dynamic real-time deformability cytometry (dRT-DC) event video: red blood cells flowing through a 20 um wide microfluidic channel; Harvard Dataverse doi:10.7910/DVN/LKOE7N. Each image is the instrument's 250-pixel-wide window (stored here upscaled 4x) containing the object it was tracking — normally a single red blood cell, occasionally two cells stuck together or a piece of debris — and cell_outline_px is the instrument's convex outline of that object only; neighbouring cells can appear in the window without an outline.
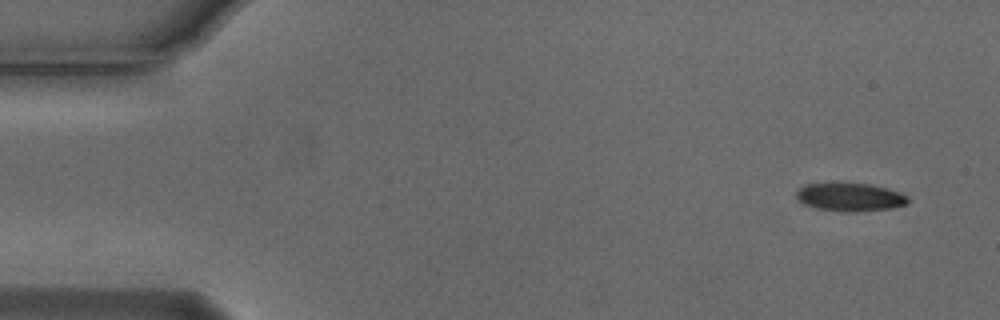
{"species": "Egyptian fruit bat (a non-hibernating species)", "species_latin": "Rousettus aegyptiacus", "temperature_condition": "cold", "stored_images_in_passage": 5, "camera_frame_rate_fps": 3000, "um_per_image_px": 0.085, "animal": {"sex": "male"}, "frame": {"image": 1, "passage_image": 1, "time_ms": 0.0, "image_size_px": [1000, 320], "cell_outline_px": [[908, 204], [892, 208], [856, 212], [816, 208], [804, 204], [796, 200], [796, 192], [804, 184], [872, 184], [888, 188], [908, 196]], "centroid_in_image_um": [72.27, 16.76], "position_along_channel_um": 12.7, "area_um2": 18.15}}
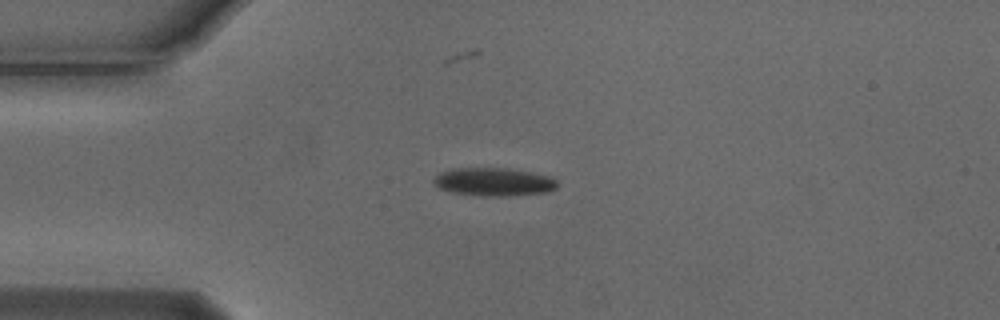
{"frame": {"image": 2, "passage_image": 4, "time_ms": 1.0, "image_size_px": [1000, 320], "cell_outline_px": [[556, 188], [548, 192], [508, 196], [480, 196], [452, 192], [440, 188], [432, 180], [440, 172], [452, 168], [508, 168], [552, 176], [556, 180]], "centroid_in_image_um": [41.98, 15.45], "position_along_channel_um": 43.0, "area_um2": 20.35}}